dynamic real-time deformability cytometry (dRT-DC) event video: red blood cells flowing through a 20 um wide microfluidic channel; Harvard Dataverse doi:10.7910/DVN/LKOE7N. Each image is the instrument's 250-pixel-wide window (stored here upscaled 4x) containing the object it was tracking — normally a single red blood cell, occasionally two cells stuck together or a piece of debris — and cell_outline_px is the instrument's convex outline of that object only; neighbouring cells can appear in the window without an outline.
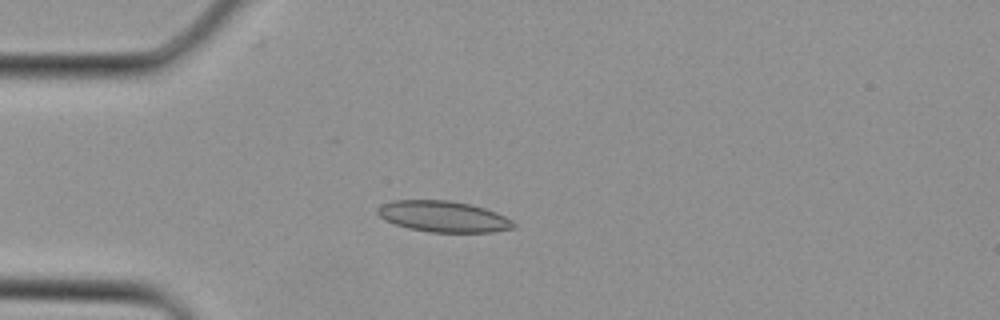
{"species": "Egyptian fruit bat (a non-hibernating species)", "species_latin": "Rousettus aegyptiacus", "temperature_condition": "cold", "stored_images_in_passage": 2, "camera_frame_rate_fps": 3000, "um_per_image_px": 0.085, "animal": {"sex": "female"}, "frame": {"image": 1, "passage_image": 2, "time_ms": 0.333, "image_size_px": [1000, 320], "cell_outline_px": [[516, 228], [492, 232], [432, 232], [408, 228], [396, 224], [380, 216], [376, 212], [376, 208], [380, 204], [392, 200], [448, 200], [468, 204], [484, 208], [496, 212], [512, 220], [516, 224]], "centroid_in_image_um": [37.69, 18.4], "position_along_channel_um": 47.3, "area_um2": 24.57}}